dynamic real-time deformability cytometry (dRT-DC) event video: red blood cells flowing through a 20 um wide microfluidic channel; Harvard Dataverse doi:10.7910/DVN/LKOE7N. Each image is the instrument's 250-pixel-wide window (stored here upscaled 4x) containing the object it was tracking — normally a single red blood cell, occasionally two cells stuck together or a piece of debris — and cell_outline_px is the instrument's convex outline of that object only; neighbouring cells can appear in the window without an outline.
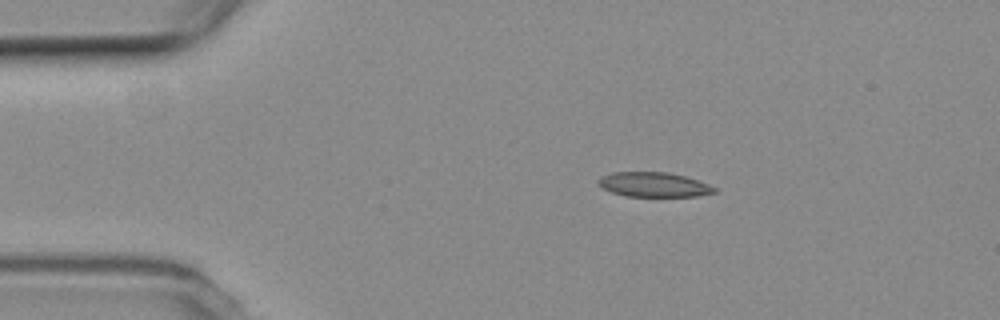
{"species": "common noctule bat (a hibernating species)", "species_latin": "Nyctalus noctula", "temperature_condition": "room temperature", "stored_images_in_passage": 4, "camera_frame_rate_fps": 3000, "um_per_image_px": 0.085, "animal": {"sex": "female", "body_mass_g": 19.3, "forearm_length_mm": 54.1}, "frame": {"image": 1, "passage_image": 2, "time_ms": 3.0, "image_size_px": [1000, 320], "cell_outline_px": [[716, 192], [696, 196], [624, 196], [612, 192], [596, 184], [596, 180], [600, 176], [612, 172], [668, 172], [684, 176], [708, 184], [716, 188]], "centroid_in_image_um": [55.51, 15.68], "position_along_channel_um": 29.5, "area_um2": 16.65}}